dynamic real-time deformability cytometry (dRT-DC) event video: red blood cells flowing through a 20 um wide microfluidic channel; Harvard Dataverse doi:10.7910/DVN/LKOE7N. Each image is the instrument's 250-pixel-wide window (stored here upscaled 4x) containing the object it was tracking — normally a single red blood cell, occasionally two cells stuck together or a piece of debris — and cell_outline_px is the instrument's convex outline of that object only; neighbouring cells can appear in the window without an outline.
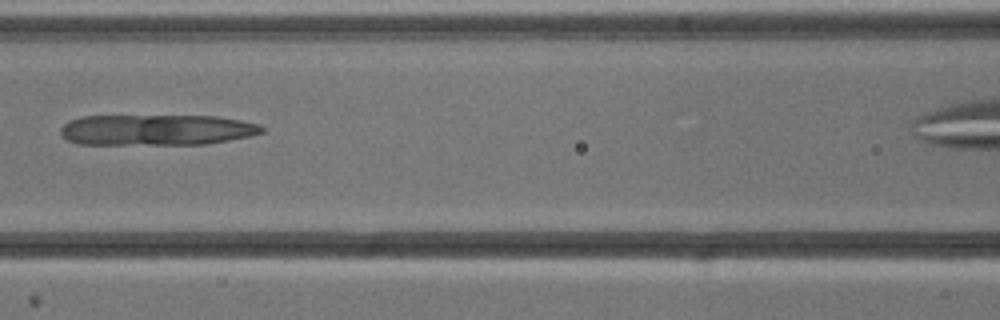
{"species": "common noctule bat (a hibernating species)", "species_latin": "Nyctalus noctula", "temperature_condition": "cold", "stored_images_in_passage": 8, "segment_of_instrument_passage": [1, 2], "camera_frame_rate_fps": 3000, "um_per_image_px": 0.085, "animal": {"sex": "male", "body_mass_g": 13.3}, "frame": {"image": 1, "passage_image": 4, "time_ms": 3.667, "image_size_px": [1000, 320], "cell_outline_px": [[264, 132], [248, 136], [208, 144], [76, 144], [68, 140], [60, 132], [60, 128], [64, 124], [72, 120], [84, 116], [216, 116], [240, 120], [260, 124], [264, 128]], "centroid_in_image_um": [13.32, 11.04], "position_along_channel_um": 153.3, "area_um2": 36.07}}
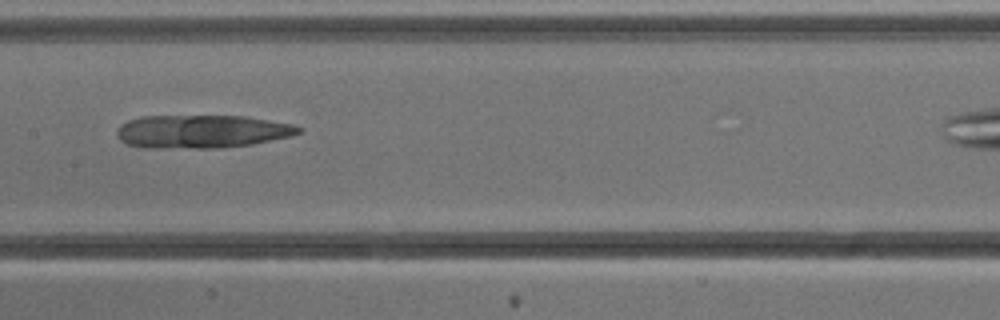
{"frame": {"image": 2, "passage_image": 5, "time_ms": 4.667, "image_size_px": [1000, 320], "cell_outline_px": [[304, 128], [300, 132], [292, 136], [252, 144], [224, 148], [140, 148], [128, 144], [120, 140], [116, 132], [120, 124], [128, 120], [140, 116], [244, 116], [292, 124]], "centroid_in_image_um": [17.13, 11.18], "position_along_channel_um": 190.3, "area_um2": 35.43}}